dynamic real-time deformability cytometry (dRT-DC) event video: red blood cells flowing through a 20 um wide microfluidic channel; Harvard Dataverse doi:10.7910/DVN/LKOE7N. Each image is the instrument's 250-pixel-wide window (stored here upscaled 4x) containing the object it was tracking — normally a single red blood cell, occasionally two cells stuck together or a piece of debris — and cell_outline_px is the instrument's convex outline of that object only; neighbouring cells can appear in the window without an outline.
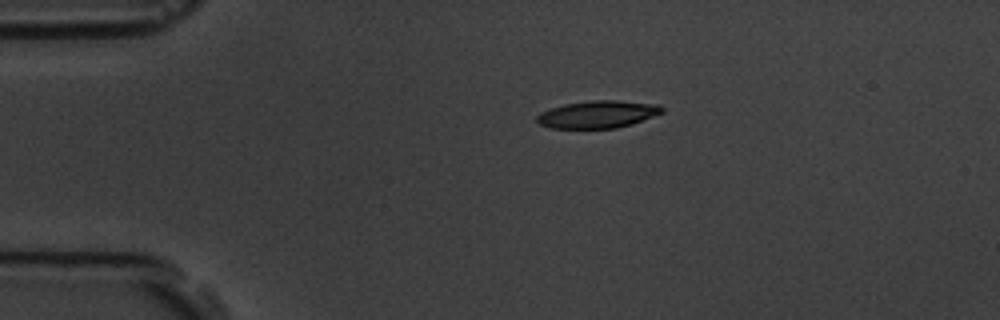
{"species": "common noctule bat (a hibernating species)", "species_latin": "Nyctalus noctula", "temperature_condition": "room temperature", "stored_images_in_passage": 2, "camera_frame_rate_fps": 3000, "um_per_image_px": 0.085, "animal": {"sex": "male", "body_mass_g": 19.5, "forearm_length_mm": 54.6}, "frame": {"image": 1, "passage_image": 1, "time_ms": 0.0, "image_size_px": [1000, 320], "cell_outline_px": [[664, 112], [632, 124], [616, 128], [552, 128], [540, 124], [536, 120], [536, 116], [540, 112], [564, 104], [592, 100], [616, 100], [660, 104], [664, 108]], "centroid_in_image_um": [50.84, 9.71], "position_along_channel_um": 34.2, "area_um2": 20.0}}